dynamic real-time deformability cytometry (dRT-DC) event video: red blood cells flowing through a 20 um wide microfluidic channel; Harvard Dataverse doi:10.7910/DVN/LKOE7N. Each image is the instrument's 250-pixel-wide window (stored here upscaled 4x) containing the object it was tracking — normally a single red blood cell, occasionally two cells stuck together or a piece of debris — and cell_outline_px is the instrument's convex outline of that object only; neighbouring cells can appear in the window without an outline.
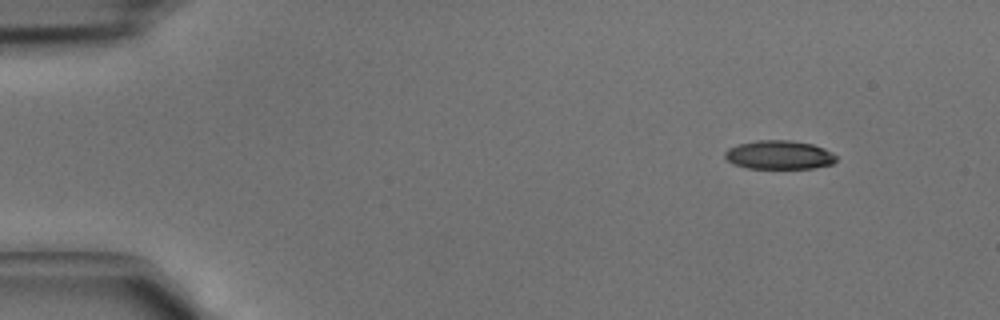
{"species": "common noctule bat (a hibernating species)", "species_latin": "Nyctalus noctula", "temperature_condition": "cold", "stored_images_in_passage": 3, "camera_frame_rate_fps": 3000, "um_per_image_px": 0.085, "animal": {"sex": "male", "body_mass_g": 15.6}, "frame": {"image": 1, "passage_image": 1, "time_ms": 0.0, "image_size_px": [1000, 320], "cell_outline_px": [[836, 160], [832, 164], [812, 168], [748, 168], [732, 164], [724, 156], [724, 152], [728, 148], [736, 144], [756, 140], [792, 140], [812, 144], [824, 148], [836, 156]], "centroid_in_image_um": [66.19, 13.16], "position_along_channel_um": 18.8, "area_um2": 18.73}}
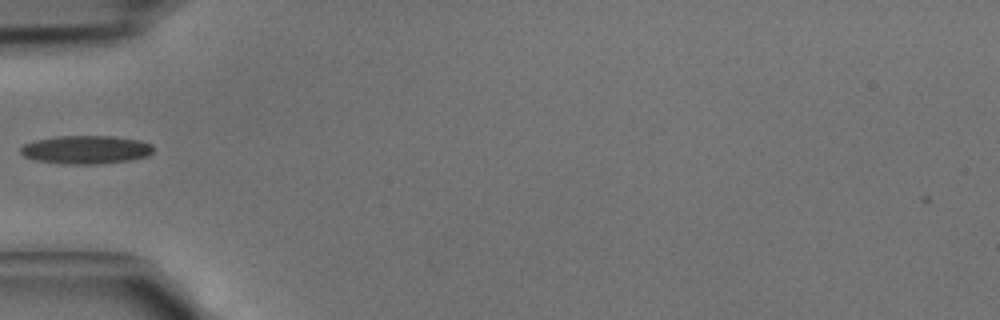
{"frame": {"image": 2, "passage_image": 3, "time_ms": 0.667, "image_size_px": [1000, 320], "cell_outline_px": [[152, 152], [148, 156], [128, 160], [100, 164], [68, 164], [36, 160], [24, 156], [20, 152], [20, 148], [24, 144], [36, 140], [56, 136], [112, 136], [140, 140], [152, 144]], "centroid_in_image_um": [7.31, 12.72], "position_along_channel_um": 77.7, "area_um2": 21.85}}